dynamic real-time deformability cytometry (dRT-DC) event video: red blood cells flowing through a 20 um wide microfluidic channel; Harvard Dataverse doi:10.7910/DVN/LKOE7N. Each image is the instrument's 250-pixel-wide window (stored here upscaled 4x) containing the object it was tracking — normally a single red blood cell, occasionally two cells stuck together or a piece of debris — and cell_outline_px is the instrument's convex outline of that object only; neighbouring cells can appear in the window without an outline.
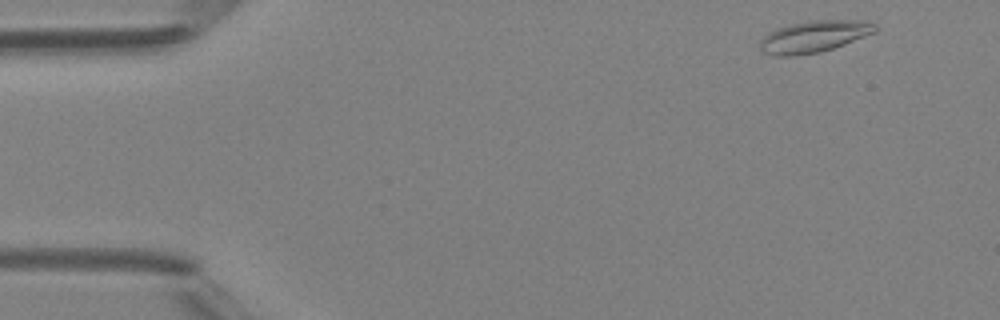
{"species": "Egyptian fruit bat (a non-hibernating species)", "species_latin": "Rousettus aegyptiacus", "temperature_condition": "room temperature", "stored_images_in_passage": 3, "camera_frame_rate_fps": 3000, "um_per_image_px": 0.085, "animal": {"sex": "female"}, "frame": {"image": 1, "passage_image": 1, "time_ms": 0.0, "image_size_px": [1000, 320], "cell_outline_px": [[880, 28], [876, 32], [844, 44], [820, 52], [796, 56], [776, 56], [764, 52], [760, 48], [760, 40], [768, 32], [776, 28], [788, 24], [808, 20], [868, 20], [876, 24]], "centroid_in_image_um": [69.21, 3.09], "position_along_channel_um": 15.8, "area_um2": 21.62}}